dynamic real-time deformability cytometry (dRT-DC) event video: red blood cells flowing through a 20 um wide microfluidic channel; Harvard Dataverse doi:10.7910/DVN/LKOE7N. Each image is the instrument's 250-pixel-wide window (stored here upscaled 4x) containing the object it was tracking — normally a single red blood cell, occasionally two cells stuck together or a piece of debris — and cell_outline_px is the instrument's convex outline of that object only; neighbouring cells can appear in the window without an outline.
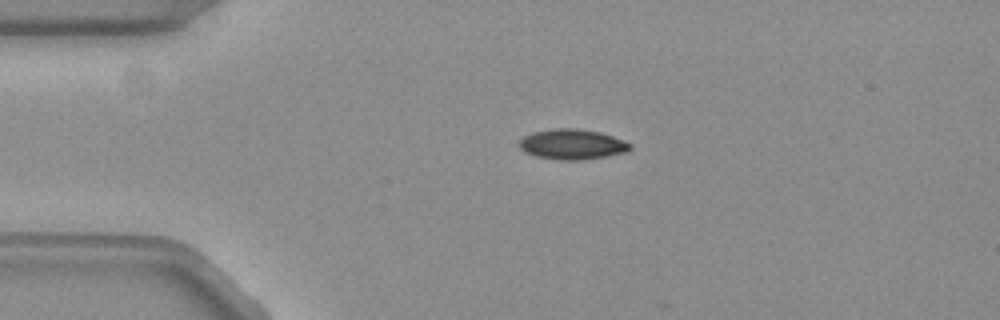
{"species": "common noctule bat (a hibernating species)", "species_latin": "Nyctalus noctula", "temperature_condition": "warm", "stored_images_in_passage": 44, "camera_frame_rate_fps": 3000, "um_per_image_px": 0.085, "animal": {"sex": "female", "body_mass_g": 19.3, "forearm_length_mm": 54.1}, "frame": {"image": 1, "passage_image": 8, "time_ms": 2.333, "image_size_px": [1000, 320], "cell_outline_px": [[632, 148], [624, 152], [604, 156], [580, 160], [556, 160], [536, 156], [520, 148], [520, 140], [524, 136], [532, 132], [556, 128], [572, 128], [596, 132], [612, 136], [628, 144]], "centroid_in_image_um": [48.58, 12.27], "position_along_channel_um": 36.4, "area_um2": 18.96}}
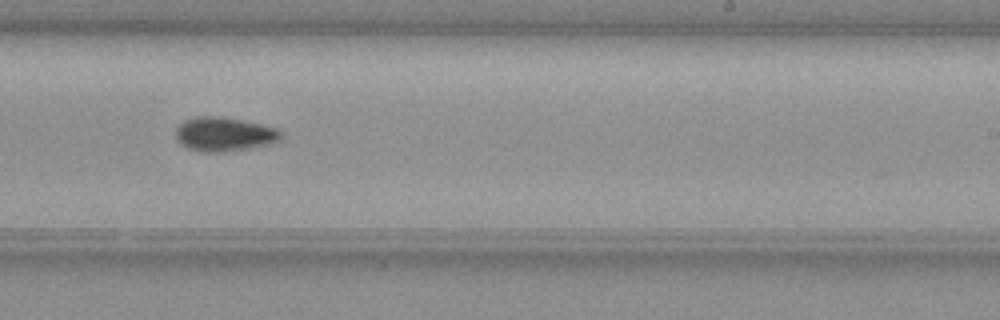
{"frame": {"image": 2, "passage_image": 29, "time_ms": 9.333, "image_size_px": [1000, 320], "cell_outline_px": [[280, 140], [268, 144], [248, 148], [224, 152], [200, 152], [188, 148], [180, 144], [176, 140], [176, 128], [184, 120], [196, 116], [220, 116], [260, 124], [276, 128], [280, 132]], "centroid_in_image_um": [18.99, 11.41], "position_along_channel_um": 270.0, "area_um2": 20.81}}
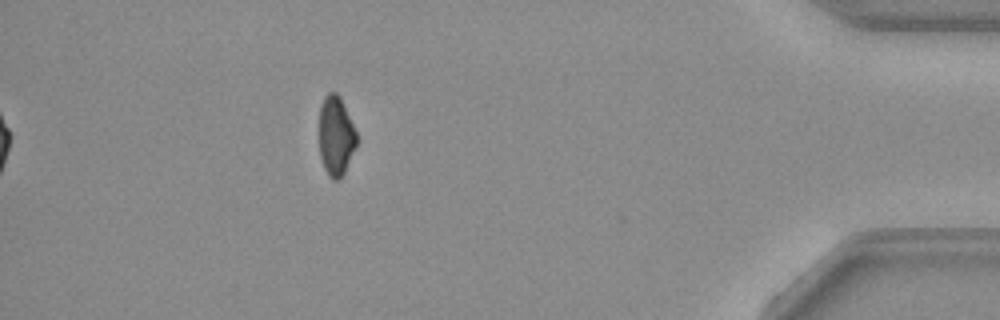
{"frame": {"image": 3, "passage_image": 44, "time_ms": 14.333, "image_size_px": [1000, 320], "cell_outline_px": [[356, 148], [340, 180], [332, 180], [328, 176], [324, 168], [320, 156], [320, 104], [324, 96], [328, 92], [336, 92], [340, 96], [356, 132]], "centroid_in_image_um": [28.54, 11.56], "position_along_channel_um": 406.7, "area_um2": 17.34}, "authors_computed_cell_mechanics": {"area_um2": 19.074, "velocity_mm_per_s": 3.821, "shape_relaxation_time_tau1_ms": 3.1189, "shape_relaxation_time_tau2_ms": null, "deformation_change_tau1": 0.1036, "deformation_change_tau2": null}}